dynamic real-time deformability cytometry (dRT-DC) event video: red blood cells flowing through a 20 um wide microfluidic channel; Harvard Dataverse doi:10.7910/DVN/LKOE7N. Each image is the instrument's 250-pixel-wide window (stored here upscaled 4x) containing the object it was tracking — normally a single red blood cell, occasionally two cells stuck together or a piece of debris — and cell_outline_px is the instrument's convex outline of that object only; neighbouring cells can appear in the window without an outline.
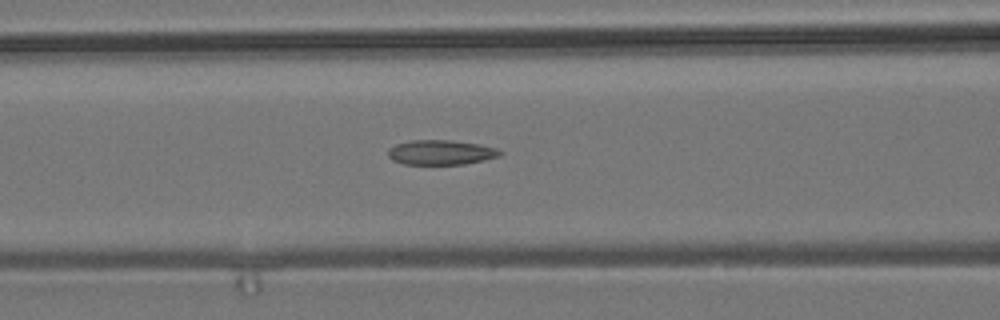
{"species": "common noctule bat (a hibernating species)", "species_latin": "Nyctalus noctula", "temperature_condition": "room temperature", "stored_images_in_passage": 6, "segment_of_instrument_passage": [2, 2], "camera_frame_rate_fps": 3000, "um_per_image_px": 0.085, "animal": {"sex": "male", "body_mass_g": 19.2, "forearm_length_mm": 51.8}, "frame": {"image": 1, "passage_image": 6, "time_ms": 6.0, "image_size_px": [1000, 320], "cell_outline_px": [[504, 152], [500, 156], [484, 160], [464, 164], [404, 164], [392, 160], [388, 156], [388, 148], [396, 144], [412, 140], [452, 140], [480, 144], [496, 148]], "centroid_in_image_um": [37.48, 12.95], "position_along_channel_um": 129.1, "area_um2": 16.24}}